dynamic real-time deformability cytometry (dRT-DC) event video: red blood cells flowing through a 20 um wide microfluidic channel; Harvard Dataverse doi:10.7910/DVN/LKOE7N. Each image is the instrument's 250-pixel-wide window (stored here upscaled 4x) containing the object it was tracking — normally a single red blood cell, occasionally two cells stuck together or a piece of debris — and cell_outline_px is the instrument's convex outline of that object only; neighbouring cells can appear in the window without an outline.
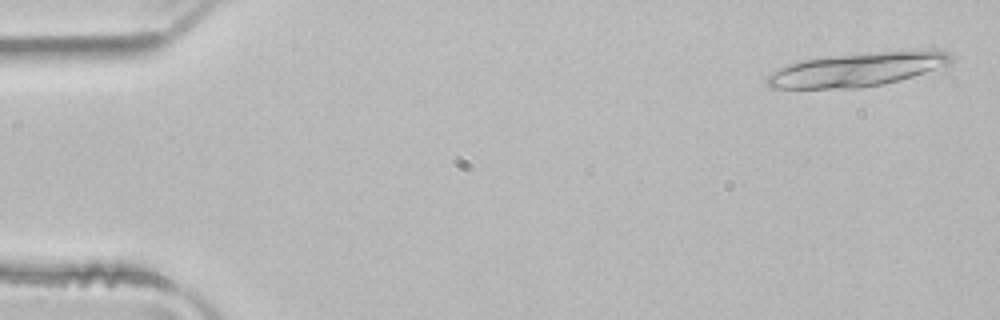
{"species": "common noctule bat (a hibernating species)", "species_latin": "Nyctalus noctula", "temperature_condition": "room temperature", "stored_images_in_passage": 3, "camera_frame_rate_fps": 3000, "um_per_image_px": 0.085, "animal": {"sex": "male", "body_mass_g": 21.5, "forearm_length_mm": 52.0}, "frame": {"image": 1, "passage_image": 1, "time_ms": 0.0, "image_size_px": [1000, 320], "cell_outline_px": [[956, 60], [948, 64], [900, 80], [884, 84], [860, 88], [768, 88], [764, 84], [764, 80], [768, 76], [780, 68], [788, 64], [800, 60], [832, 56], [868, 52], [916, 48], [936, 48], [948, 52]], "centroid_in_image_um": [72.94, 5.87], "position_along_channel_um": 12.1, "area_um2": 36.93}}